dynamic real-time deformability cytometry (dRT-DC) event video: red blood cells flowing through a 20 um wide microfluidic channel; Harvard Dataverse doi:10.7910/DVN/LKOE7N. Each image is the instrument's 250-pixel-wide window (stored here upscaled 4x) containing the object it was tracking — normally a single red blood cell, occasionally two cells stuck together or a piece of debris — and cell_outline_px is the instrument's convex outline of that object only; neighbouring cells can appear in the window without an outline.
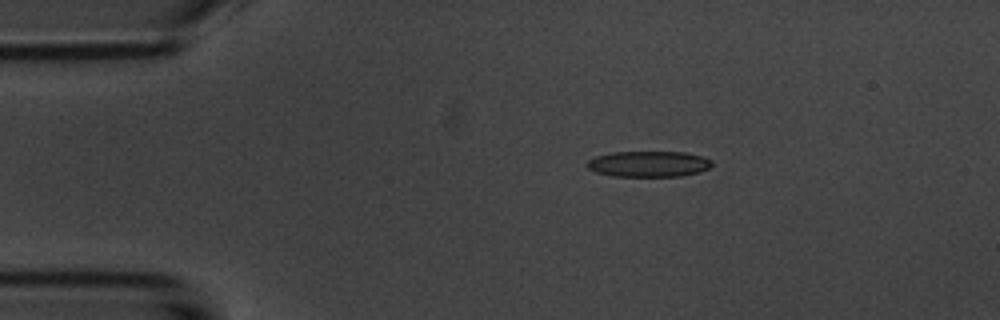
{"species": "common noctule bat (a hibernating species)", "species_latin": "Nyctalus noctula", "temperature_condition": "room temperature", "stored_images_in_passage": 45, "camera_frame_rate_fps": 3000, "um_per_image_px": 0.085, "animal": {"sex": "male", "body_mass_g": 20.1, "forearm_length_mm": 53.5}, "frame": {"image": 1, "passage_image": 1, "time_ms": 0.0, "image_size_px": [1000, 320], "cell_outline_px": [[712, 164], [708, 168], [700, 172], [680, 176], [612, 176], [596, 172], [588, 168], [584, 164], [588, 160], [596, 156], [612, 152], [688, 152], [712, 160]], "centroid_in_image_um": [55.11, 13.93], "position_along_channel_um": 29.9, "area_um2": 18.84}}
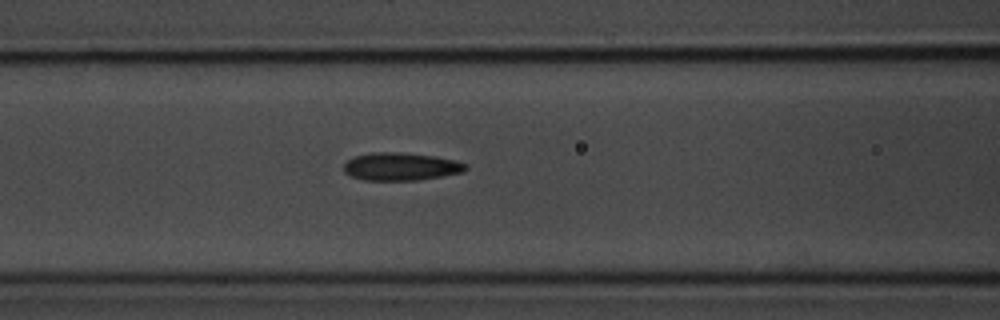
{"frame": {"image": 2, "passage_image": 13, "time_ms": 4.0, "image_size_px": [1000, 320], "cell_outline_px": [[468, 168], [464, 172], [444, 176], [416, 180], [364, 180], [352, 176], [344, 172], [344, 164], [348, 160], [356, 156], [372, 152], [400, 152], [436, 156], [456, 160], [468, 164]], "centroid_in_image_um": [34.13, 14.15], "position_along_channel_um": 132.5, "area_um2": 19.88}}
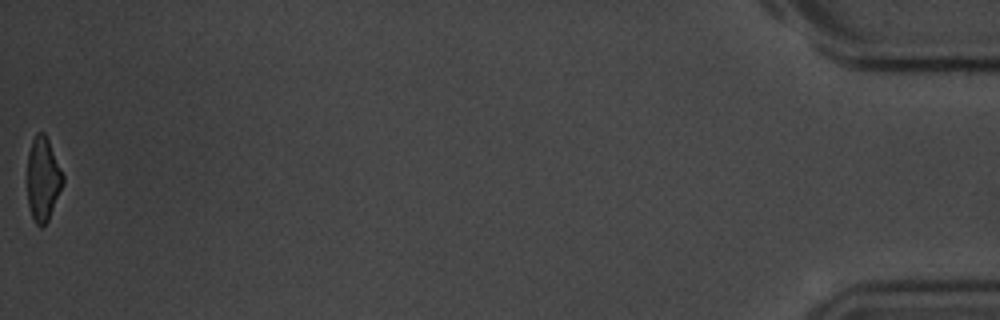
{"frame": {"image": 3, "passage_image": 45, "time_ms": 14.667, "image_size_px": [1000, 320], "cell_outline_px": [[64, 184], [48, 220], [40, 228], [36, 224], [32, 216], [28, 204], [28, 152], [32, 140], [36, 132], [44, 132], [48, 140], [64, 176]], "centroid_in_image_um": [3.66, 15.22], "position_along_channel_um": 431.5, "area_um2": 17.28}, "authors_computed_cell_mechanics": {"area_um2": 19.3052, "velocity_mm_per_s": 3.7389, "shape_relaxation_time_tau1_ms": 3.6073, "shape_relaxation_time_tau2_ms": 2.835, "deformation_change_tau1": 0.1364, "deformation_change_tau2": 0.1108}}